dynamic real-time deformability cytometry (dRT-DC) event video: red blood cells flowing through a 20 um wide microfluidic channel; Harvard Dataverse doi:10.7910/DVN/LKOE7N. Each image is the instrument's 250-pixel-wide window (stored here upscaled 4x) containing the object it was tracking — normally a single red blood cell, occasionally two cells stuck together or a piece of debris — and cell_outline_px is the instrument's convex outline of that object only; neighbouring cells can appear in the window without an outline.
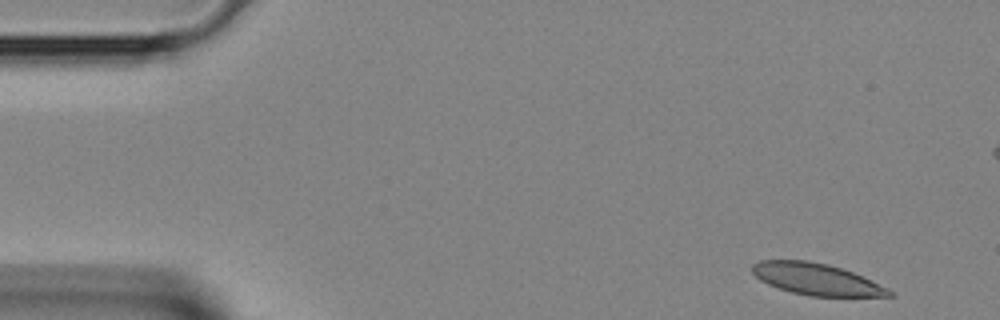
{"species": "Egyptian fruit bat (a non-hibernating species)", "species_latin": "Rousettus aegyptiacus", "temperature_condition": "room temperature", "stored_images_in_passage": 4, "segment_of_instrument_passage": [2, 2], "camera_frame_rate_fps": 3000, "um_per_image_px": 0.085, "animal": {"sex": "female"}, "frame": {"image": 1, "passage_image": 4, "time_ms": 1.0, "image_size_px": [1000, 320], "cell_outline_px": [[892, 296], [808, 296], [792, 292], [768, 284], [760, 280], [752, 272], [752, 264], [760, 260], [808, 260], [828, 264], [864, 276], [888, 288], [892, 292]], "centroid_in_image_um": [69.39, 23.72], "position_along_channel_um": 15.6, "area_um2": 25.14}}